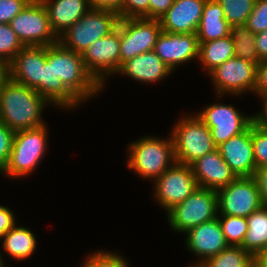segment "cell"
Listing matches in <instances>:
<instances>
[{
    "mask_svg": "<svg viewBox=\"0 0 267 267\" xmlns=\"http://www.w3.org/2000/svg\"><path fill=\"white\" fill-rule=\"evenodd\" d=\"M207 0H175L159 19L162 31L168 33H196Z\"/></svg>",
    "mask_w": 267,
    "mask_h": 267,
    "instance_id": "obj_19",
    "label": "cell"
},
{
    "mask_svg": "<svg viewBox=\"0 0 267 267\" xmlns=\"http://www.w3.org/2000/svg\"><path fill=\"white\" fill-rule=\"evenodd\" d=\"M23 47L10 25L0 23V59L10 64Z\"/></svg>",
    "mask_w": 267,
    "mask_h": 267,
    "instance_id": "obj_31",
    "label": "cell"
},
{
    "mask_svg": "<svg viewBox=\"0 0 267 267\" xmlns=\"http://www.w3.org/2000/svg\"><path fill=\"white\" fill-rule=\"evenodd\" d=\"M230 36L234 42L235 56L258 64L261 59L255 46V34L243 25L230 26Z\"/></svg>",
    "mask_w": 267,
    "mask_h": 267,
    "instance_id": "obj_28",
    "label": "cell"
},
{
    "mask_svg": "<svg viewBox=\"0 0 267 267\" xmlns=\"http://www.w3.org/2000/svg\"><path fill=\"white\" fill-rule=\"evenodd\" d=\"M196 115L209 128L216 146L245 132L253 124V116H244L234 106L220 103L208 105Z\"/></svg>",
    "mask_w": 267,
    "mask_h": 267,
    "instance_id": "obj_13",
    "label": "cell"
},
{
    "mask_svg": "<svg viewBox=\"0 0 267 267\" xmlns=\"http://www.w3.org/2000/svg\"><path fill=\"white\" fill-rule=\"evenodd\" d=\"M123 2L124 0H89L91 8L113 11L120 19H122Z\"/></svg>",
    "mask_w": 267,
    "mask_h": 267,
    "instance_id": "obj_39",
    "label": "cell"
},
{
    "mask_svg": "<svg viewBox=\"0 0 267 267\" xmlns=\"http://www.w3.org/2000/svg\"><path fill=\"white\" fill-rule=\"evenodd\" d=\"M217 214V191L199 187L183 202L167 211V218L174 231L187 233L201 223L217 218Z\"/></svg>",
    "mask_w": 267,
    "mask_h": 267,
    "instance_id": "obj_7",
    "label": "cell"
},
{
    "mask_svg": "<svg viewBox=\"0 0 267 267\" xmlns=\"http://www.w3.org/2000/svg\"><path fill=\"white\" fill-rule=\"evenodd\" d=\"M199 41L196 33H168L162 31L154 52L172 71L183 63L199 58Z\"/></svg>",
    "mask_w": 267,
    "mask_h": 267,
    "instance_id": "obj_15",
    "label": "cell"
},
{
    "mask_svg": "<svg viewBox=\"0 0 267 267\" xmlns=\"http://www.w3.org/2000/svg\"><path fill=\"white\" fill-rule=\"evenodd\" d=\"M255 46L261 60L267 59V30L255 34Z\"/></svg>",
    "mask_w": 267,
    "mask_h": 267,
    "instance_id": "obj_44",
    "label": "cell"
},
{
    "mask_svg": "<svg viewBox=\"0 0 267 267\" xmlns=\"http://www.w3.org/2000/svg\"><path fill=\"white\" fill-rule=\"evenodd\" d=\"M199 61L210 73L226 60L235 57L234 42L231 36L209 42H199Z\"/></svg>",
    "mask_w": 267,
    "mask_h": 267,
    "instance_id": "obj_25",
    "label": "cell"
},
{
    "mask_svg": "<svg viewBox=\"0 0 267 267\" xmlns=\"http://www.w3.org/2000/svg\"><path fill=\"white\" fill-rule=\"evenodd\" d=\"M256 267H267V248L255 257Z\"/></svg>",
    "mask_w": 267,
    "mask_h": 267,
    "instance_id": "obj_47",
    "label": "cell"
},
{
    "mask_svg": "<svg viewBox=\"0 0 267 267\" xmlns=\"http://www.w3.org/2000/svg\"><path fill=\"white\" fill-rule=\"evenodd\" d=\"M246 219L248 230L241 247L257 257L267 248V206H262Z\"/></svg>",
    "mask_w": 267,
    "mask_h": 267,
    "instance_id": "obj_24",
    "label": "cell"
},
{
    "mask_svg": "<svg viewBox=\"0 0 267 267\" xmlns=\"http://www.w3.org/2000/svg\"><path fill=\"white\" fill-rule=\"evenodd\" d=\"M171 134L174 142L175 160L191 166L201 157L217 149L209 128L195 114L181 118Z\"/></svg>",
    "mask_w": 267,
    "mask_h": 267,
    "instance_id": "obj_4",
    "label": "cell"
},
{
    "mask_svg": "<svg viewBox=\"0 0 267 267\" xmlns=\"http://www.w3.org/2000/svg\"><path fill=\"white\" fill-rule=\"evenodd\" d=\"M221 217L217 216L228 245L241 246L248 230L247 219L222 214Z\"/></svg>",
    "mask_w": 267,
    "mask_h": 267,
    "instance_id": "obj_29",
    "label": "cell"
},
{
    "mask_svg": "<svg viewBox=\"0 0 267 267\" xmlns=\"http://www.w3.org/2000/svg\"><path fill=\"white\" fill-rule=\"evenodd\" d=\"M260 98L263 100V112H259V114L253 116V123L256 126L267 128V92L260 94Z\"/></svg>",
    "mask_w": 267,
    "mask_h": 267,
    "instance_id": "obj_45",
    "label": "cell"
},
{
    "mask_svg": "<svg viewBox=\"0 0 267 267\" xmlns=\"http://www.w3.org/2000/svg\"><path fill=\"white\" fill-rule=\"evenodd\" d=\"M9 25L24 46L46 47L58 42L41 0H31Z\"/></svg>",
    "mask_w": 267,
    "mask_h": 267,
    "instance_id": "obj_8",
    "label": "cell"
},
{
    "mask_svg": "<svg viewBox=\"0 0 267 267\" xmlns=\"http://www.w3.org/2000/svg\"><path fill=\"white\" fill-rule=\"evenodd\" d=\"M253 178L256 180L263 206H267V167L255 170Z\"/></svg>",
    "mask_w": 267,
    "mask_h": 267,
    "instance_id": "obj_42",
    "label": "cell"
},
{
    "mask_svg": "<svg viewBox=\"0 0 267 267\" xmlns=\"http://www.w3.org/2000/svg\"><path fill=\"white\" fill-rule=\"evenodd\" d=\"M10 79L9 64L0 59V92L4 84Z\"/></svg>",
    "mask_w": 267,
    "mask_h": 267,
    "instance_id": "obj_46",
    "label": "cell"
},
{
    "mask_svg": "<svg viewBox=\"0 0 267 267\" xmlns=\"http://www.w3.org/2000/svg\"><path fill=\"white\" fill-rule=\"evenodd\" d=\"M3 249L13 259L23 260L29 258L36 250L37 241L27 227H12L3 237Z\"/></svg>",
    "mask_w": 267,
    "mask_h": 267,
    "instance_id": "obj_26",
    "label": "cell"
},
{
    "mask_svg": "<svg viewBox=\"0 0 267 267\" xmlns=\"http://www.w3.org/2000/svg\"><path fill=\"white\" fill-rule=\"evenodd\" d=\"M245 25L254 34L267 30V0H255Z\"/></svg>",
    "mask_w": 267,
    "mask_h": 267,
    "instance_id": "obj_35",
    "label": "cell"
},
{
    "mask_svg": "<svg viewBox=\"0 0 267 267\" xmlns=\"http://www.w3.org/2000/svg\"><path fill=\"white\" fill-rule=\"evenodd\" d=\"M198 267H256L255 257L241 246L229 245L219 254L206 259Z\"/></svg>",
    "mask_w": 267,
    "mask_h": 267,
    "instance_id": "obj_27",
    "label": "cell"
},
{
    "mask_svg": "<svg viewBox=\"0 0 267 267\" xmlns=\"http://www.w3.org/2000/svg\"><path fill=\"white\" fill-rule=\"evenodd\" d=\"M186 234L187 248L201 258L193 267H198L206 259L219 254L229 246L218 218L203 222Z\"/></svg>",
    "mask_w": 267,
    "mask_h": 267,
    "instance_id": "obj_17",
    "label": "cell"
},
{
    "mask_svg": "<svg viewBox=\"0 0 267 267\" xmlns=\"http://www.w3.org/2000/svg\"><path fill=\"white\" fill-rule=\"evenodd\" d=\"M257 65L235 56L212 70L209 74L216 85L218 97H221L225 92L235 94V96L242 95L247 90L254 92Z\"/></svg>",
    "mask_w": 267,
    "mask_h": 267,
    "instance_id": "obj_14",
    "label": "cell"
},
{
    "mask_svg": "<svg viewBox=\"0 0 267 267\" xmlns=\"http://www.w3.org/2000/svg\"><path fill=\"white\" fill-rule=\"evenodd\" d=\"M121 24L120 67L142 53L153 51L162 32L160 20L148 18L119 19Z\"/></svg>",
    "mask_w": 267,
    "mask_h": 267,
    "instance_id": "obj_10",
    "label": "cell"
},
{
    "mask_svg": "<svg viewBox=\"0 0 267 267\" xmlns=\"http://www.w3.org/2000/svg\"><path fill=\"white\" fill-rule=\"evenodd\" d=\"M175 0H150L149 19L159 20L172 6Z\"/></svg>",
    "mask_w": 267,
    "mask_h": 267,
    "instance_id": "obj_40",
    "label": "cell"
},
{
    "mask_svg": "<svg viewBox=\"0 0 267 267\" xmlns=\"http://www.w3.org/2000/svg\"><path fill=\"white\" fill-rule=\"evenodd\" d=\"M46 7L52 31L59 37L90 9L89 0H41Z\"/></svg>",
    "mask_w": 267,
    "mask_h": 267,
    "instance_id": "obj_21",
    "label": "cell"
},
{
    "mask_svg": "<svg viewBox=\"0 0 267 267\" xmlns=\"http://www.w3.org/2000/svg\"><path fill=\"white\" fill-rule=\"evenodd\" d=\"M220 155L236 177L253 176L256 170L252 125L243 133L217 146Z\"/></svg>",
    "mask_w": 267,
    "mask_h": 267,
    "instance_id": "obj_16",
    "label": "cell"
},
{
    "mask_svg": "<svg viewBox=\"0 0 267 267\" xmlns=\"http://www.w3.org/2000/svg\"><path fill=\"white\" fill-rule=\"evenodd\" d=\"M117 73L149 83L166 78L172 73V69L154 51H149L124 62Z\"/></svg>",
    "mask_w": 267,
    "mask_h": 267,
    "instance_id": "obj_22",
    "label": "cell"
},
{
    "mask_svg": "<svg viewBox=\"0 0 267 267\" xmlns=\"http://www.w3.org/2000/svg\"><path fill=\"white\" fill-rule=\"evenodd\" d=\"M230 26L243 25L251 14L255 0H217Z\"/></svg>",
    "mask_w": 267,
    "mask_h": 267,
    "instance_id": "obj_30",
    "label": "cell"
},
{
    "mask_svg": "<svg viewBox=\"0 0 267 267\" xmlns=\"http://www.w3.org/2000/svg\"><path fill=\"white\" fill-rule=\"evenodd\" d=\"M87 259L82 267H129L122 256L108 251L95 252Z\"/></svg>",
    "mask_w": 267,
    "mask_h": 267,
    "instance_id": "obj_34",
    "label": "cell"
},
{
    "mask_svg": "<svg viewBox=\"0 0 267 267\" xmlns=\"http://www.w3.org/2000/svg\"><path fill=\"white\" fill-rule=\"evenodd\" d=\"M150 0H124L122 19L148 18Z\"/></svg>",
    "mask_w": 267,
    "mask_h": 267,
    "instance_id": "obj_37",
    "label": "cell"
},
{
    "mask_svg": "<svg viewBox=\"0 0 267 267\" xmlns=\"http://www.w3.org/2000/svg\"><path fill=\"white\" fill-rule=\"evenodd\" d=\"M54 104L74 108L99 91L102 86L87 71L82 56L64 47L59 41L53 44Z\"/></svg>",
    "mask_w": 267,
    "mask_h": 267,
    "instance_id": "obj_1",
    "label": "cell"
},
{
    "mask_svg": "<svg viewBox=\"0 0 267 267\" xmlns=\"http://www.w3.org/2000/svg\"><path fill=\"white\" fill-rule=\"evenodd\" d=\"M217 197L222 215L247 218L263 206L253 176L237 177L228 186L218 189Z\"/></svg>",
    "mask_w": 267,
    "mask_h": 267,
    "instance_id": "obj_11",
    "label": "cell"
},
{
    "mask_svg": "<svg viewBox=\"0 0 267 267\" xmlns=\"http://www.w3.org/2000/svg\"><path fill=\"white\" fill-rule=\"evenodd\" d=\"M45 62L46 47L24 46L9 64L10 79L37 91Z\"/></svg>",
    "mask_w": 267,
    "mask_h": 267,
    "instance_id": "obj_18",
    "label": "cell"
},
{
    "mask_svg": "<svg viewBox=\"0 0 267 267\" xmlns=\"http://www.w3.org/2000/svg\"><path fill=\"white\" fill-rule=\"evenodd\" d=\"M47 125L16 131L8 163L3 170L7 176H27L38 167L47 148Z\"/></svg>",
    "mask_w": 267,
    "mask_h": 267,
    "instance_id": "obj_6",
    "label": "cell"
},
{
    "mask_svg": "<svg viewBox=\"0 0 267 267\" xmlns=\"http://www.w3.org/2000/svg\"><path fill=\"white\" fill-rule=\"evenodd\" d=\"M129 151L127 166L147 179L156 180L176 162L172 136L167 140L143 137L130 144Z\"/></svg>",
    "mask_w": 267,
    "mask_h": 267,
    "instance_id": "obj_3",
    "label": "cell"
},
{
    "mask_svg": "<svg viewBox=\"0 0 267 267\" xmlns=\"http://www.w3.org/2000/svg\"><path fill=\"white\" fill-rule=\"evenodd\" d=\"M31 0H0V23L9 24Z\"/></svg>",
    "mask_w": 267,
    "mask_h": 267,
    "instance_id": "obj_38",
    "label": "cell"
},
{
    "mask_svg": "<svg viewBox=\"0 0 267 267\" xmlns=\"http://www.w3.org/2000/svg\"><path fill=\"white\" fill-rule=\"evenodd\" d=\"M14 133L3 122H0V172H3L10 158Z\"/></svg>",
    "mask_w": 267,
    "mask_h": 267,
    "instance_id": "obj_36",
    "label": "cell"
},
{
    "mask_svg": "<svg viewBox=\"0 0 267 267\" xmlns=\"http://www.w3.org/2000/svg\"><path fill=\"white\" fill-rule=\"evenodd\" d=\"M5 265H4V263H3V260H2V257H1V255H0V267H4Z\"/></svg>",
    "mask_w": 267,
    "mask_h": 267,
    "instance_id": "obj_48",
    "label": "cell"
},
{
    "mask_svg": "<svg viewBox=\"0 0 267 267\" xmlns=\"http://www.w3.org/2000/svg\"><path fill=\"white\" fill-rule=\"evenodd\" d=\"M154 182L156 190L154 196L166 212L183 202L199 188L192 167L178 162H175Z\"/></svg>",
    "mask_w": 267,
    "mask_h": 267,
    "instance_id": "obj_12",
    "label": "cell"
},
{
    "mask_svg": "<svg viewBox=\"0 0 267 267\" xmlns=\"http://www.w3.org/2000/svg\"><path fill=\"white\" fill-rule=\"evenodd\" d=\"M196 34L199 42H209L230 35V25L217 0H207L204 4Z\"/></svg>",
    "mask_w": 267,
    "mask_h": 267,
    "instance_id": "obj_23",
    "label": "cell"
},
{
    "mask_svg": "<svg viewBox=\"0 0 267 267\" xmlns=\"http://www.w3.org/2000/svg\"><path fill=\"white\" fill-rule=\"evenodd\" d=\"M48 103L35 89L9 79L0 92V122L14 132L43 126L41 113Z\"/></svg>",
    "mask_w": 267,
    "mask_h": 267,
    "instance_id": "obj_2",
    "label": "cell"
},
{
    "mask_svg": "<svg viewBox=\"0 0 267 267\" xmlns=\"http://www.w3.org/2000/svg\"><path fill=\"white\" fill-rule=\"evenodd\" d=\"M194 177L201 188L218 190L228 186L237 177L224 161L218 149L207 153L192 165Z\"/></svg>",
    "mask_w": 267,
    "mask_h": 267,
    "instance_id": "obj_20",
    "label": "cell"
},
{
    "mask_svg": "<svg viewBox=\"0 0 267 267\" xmlns=\"http://www.w3.org/2000/svg\"><path fill=\"white\" fill-rule=\"evenodd\" d=\"M121 24L109 35L92 43L81 54L87 71L104 86V81L120 69Z\"/></svg>",
    "mask_w": 267,
    "mask_h": 267,
    "instance_id": "obj_9",
    "label": "cell"
},
{
    "mask_svg": "<svg viewBox=\"0 0 267 267\" xmlns=\"http://www.w3.org/2000/svg\"><path fill=\"white\" fill-rule=\"evenodd\" d=\"M254 92L258 95L267 92V59L261 60L257 65L256 86Z\"/></svg>",
    "mask_w": 267,
    "mask_h": 267,
    "instance_id": "obj_41",
    "label": "cell"
},
{
    "mask_svg": "<svg viewBox=\"0 0 267 267\" xmlns=\"http://www.w3.org/2000/svg\"><path fill=\"white\" fill-rule=\"evenodd\" d=\"M37 92L43 96L49 104L54 105V72H53V44L46 46V62L42 67V79Z\"/></svg>",
    "mask_w": 267,
    "mask_h": 267,
    "instance_id": "obj_32",
    "label": "cell"
},
{
    "mask_svg": "<svg viewBox=\"0 0 267 267\" xmlns=\"http://www.w3.org/2000/svg\"><path fill=\"white\" fill-rule=\"evenodd\" d=\"M252 143L256 169L267 167V128L252 124Z\"/></svg>",
    "mask_w": 267,
    "mask_h": 267,
    "instance_id": "obj_33",
    "label": "cell"
},
{
    "mask_svg": "<svg viewBox=\"0 0 267 267\" xmlns=\"http://www.w3.org/2000/svg\"><path fill=\"white\" fill-rule=\"evenodd\" d=\"M15 222L13 212L9 208L0 205V239L15 226Z\"/></svg>",
    "mask_w": 267,
    "mask_h": 267,
    "instance_id": "obj_43",
    "label": "cell"
},
{
    "mask_svg": "<svg viewBox=\"0 0 267 267\" xmlns=\"http://www.w3.org/2000/svg\"><path fill=\"white\" fill-rule=\"evenodd\" d=\"M119 15L109 10L91 8L64 31L58 41L66 48L82 54L92 43L109 35L117 28Z\"/></svg>",
    "mask_w": 267,
    "mask_h": 267,
    "instance_id": "obj_5",
    "label": "cell"
}]
</instances>
